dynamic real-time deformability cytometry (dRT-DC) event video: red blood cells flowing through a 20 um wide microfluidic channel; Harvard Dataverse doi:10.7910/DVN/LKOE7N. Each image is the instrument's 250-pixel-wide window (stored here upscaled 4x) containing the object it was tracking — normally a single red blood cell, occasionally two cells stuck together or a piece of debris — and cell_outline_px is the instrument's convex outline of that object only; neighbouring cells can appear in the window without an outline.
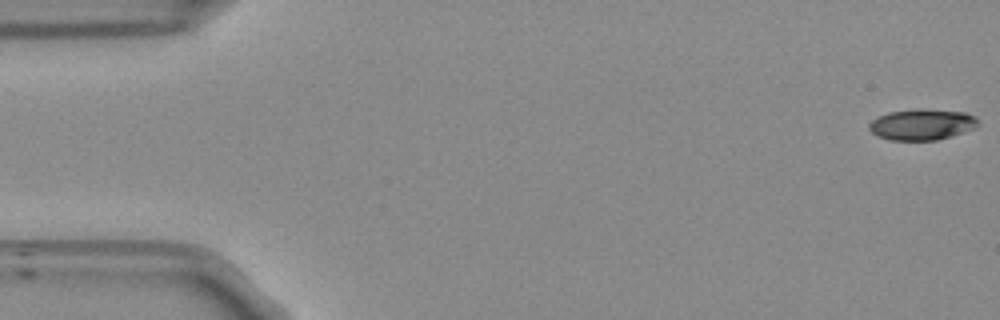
{"species": "Egyptian fruit bat (a non-hibernating species)", "species_latin": "Rousettus aegyptiacus", "temperature_condition": "room temperature", "stored_images_in_passage": 53, "camera_frame_rate_fps": 3000, "um_per_image_px": 0.085, "frame": {"image": 1, "passage_image": 1, "time_ms": 0.0, "image_size_px": [1000, 320], "cell_outline_px": [[980, 124], [976, 128], [936, 140], [888, 140], [876, 136], [868, 128], [868, 124], [872, 120], [888, 112], [912, 108], [916, 108], [964, 112], [976, 116]], "centroid_in_image_um": [78.36, 10.57], "position_along_channel_um": 6.6, "area_um2": 19.88}}
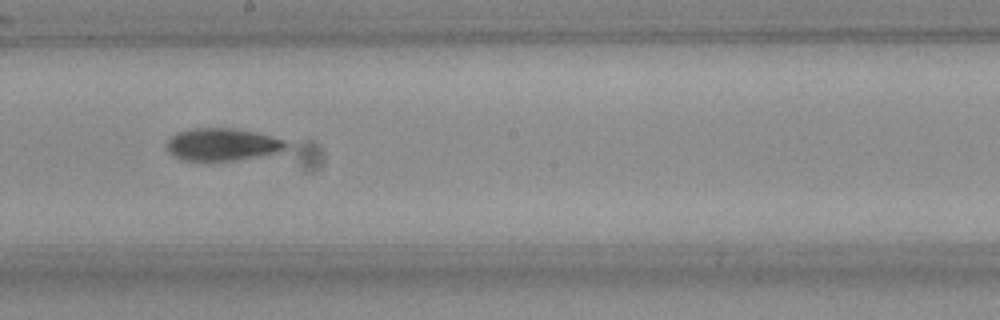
{"frame": {"image": 2, "passage_image": 29, "time_ms": 9.333, "image_size_px": [1000, 320], "cell_outline_px": [[288, 144], [280, 152], [260, 156], [232, 160], [184, 160], [172, 156], [168, 152], [168, 140], [176, 132], [192, 128], [236, 128], [256, 132], [288, 140]], "centroid_in_image_um": [18.92, 12.26], "position_along_channel_um": 229.3, "area_um2": 22.6}}
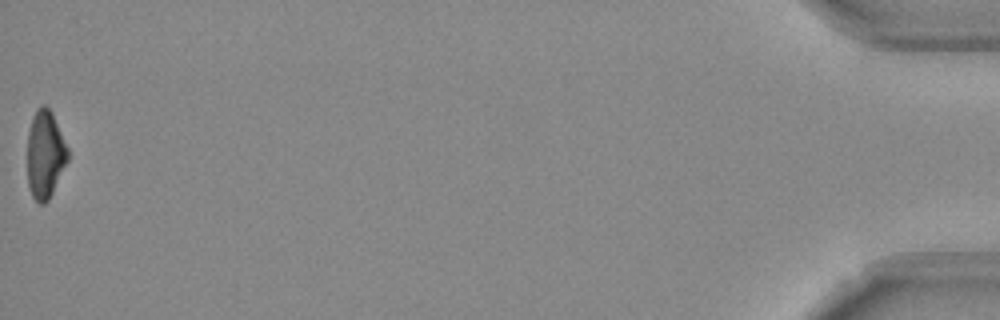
{"frame": {"image": 3, "passage_image": 53, "time_ms": 17.333, "image_size_px": [1000, 320], "cell_outline_px": [[68, 160], [48, 200], [44, 204], [40, 204], [32, 196], [28, 184], [28, 132], [32, 116], [36, 108], [40, 104], [44, 104], [52, 112], [68, 148]], "centroid_in_image_um": [3.83, 13.09], "position_along_channel_um": 431.4, "area_um2": 20.63}, "authors_computed_cell_mechanics": {"area_um2": 21.675, "velocity_mm_per_s": 3.8498, "shape_relaxation_time_tau1_ms": 5.541, "shape_relaxation_time_tau2_ms": null, "deformation_change_tau1": 0.1762, "deformation_change_tau2": null}}